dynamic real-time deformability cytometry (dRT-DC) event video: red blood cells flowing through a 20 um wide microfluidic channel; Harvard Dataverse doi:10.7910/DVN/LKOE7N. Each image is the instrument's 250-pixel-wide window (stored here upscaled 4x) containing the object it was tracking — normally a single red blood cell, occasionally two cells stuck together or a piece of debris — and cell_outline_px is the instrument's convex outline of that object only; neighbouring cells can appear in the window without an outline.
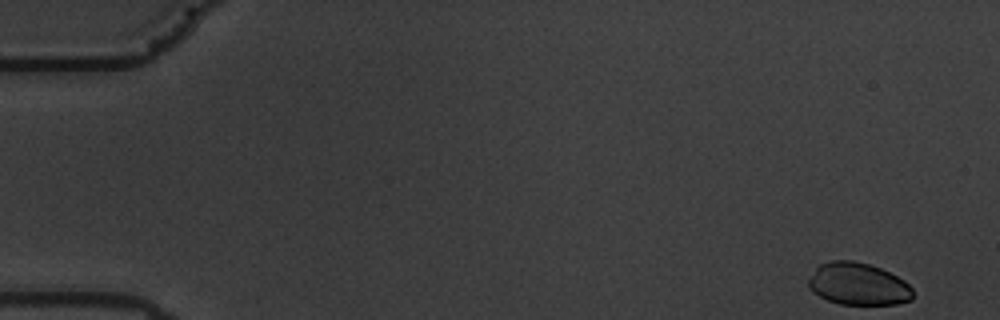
{"species": "common noctule bat (a hibernating species)", "species_latin": "Nyctalus noctula", "temperature_condition": "warm", "stored_images_in_passage": 56, "camera_frame_rate_fps": 3000, "um_per_image_px": 0.085, "animal": {"sex": "male", "body_mass_g": 19.5, "forearm_length_mm": 54.6}, "frame": {"image": 1, "passage_image": 1, "time_ms": 0.0, "image_size_px": [1000, 320], "cell_outline_px": [[912, 300], [896, 304], [840, 304], [828, 300], [812, 292], [808, 288], [808, 280], [816, 268], [820, 264], [832, 260], [852, 260], [868, 264], [880, 268], [904, 280], [912, 288]], "centroid_in_image_um": [72.93, 24.14], "position_along_channel_um": 12.1, "area_um2": 25.61}}
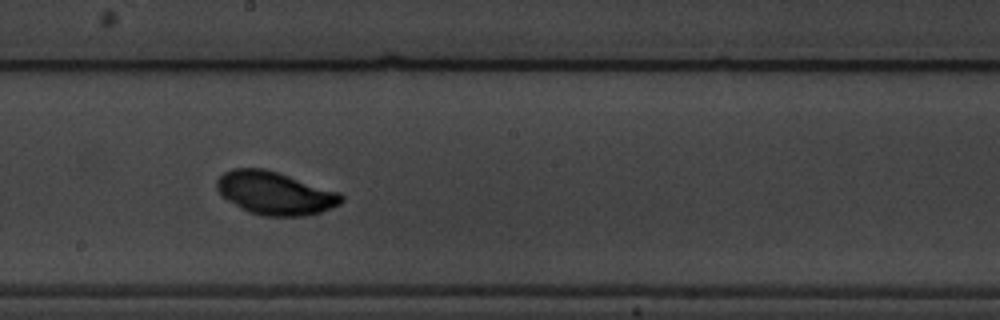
{"frame": {"image": 2, "passage_image": 31, "time_ms": 10.0, "image_size_px": [1000, 320], "cell_outline_px": [[344, 200], [340, 204], [332, 208], [320, 212], [304, 216], [264, 216], [248, 212], [240, 208], [220, 196], [216, 188], [216, 180], [224, 172], [232, 168], [264, 168], [280, 172], [340, 192], [344, 196]], "centroid_in_image_um": [23.37, 16.41], "position_along_channel_um": 224.8, "area_um2": 31.73}}
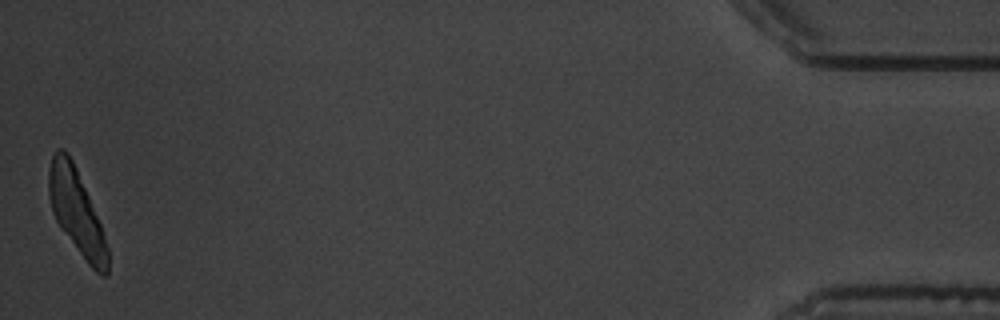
{"frame": {"image": 3, "passage_image": 56, "time_ms": 18.333, "image_size_px": [1000, 320], "cell_outline_px": [[108, 276], [104, 276], [96, 272], [88, 264], [60, 228], [52, 212], [48, 196], [48, 168], [52, 156], [56, 148], [64, 148], [68, 152], [76, 168], [100, 224], [108, 248]], "centroid_in_image_um": [6.47, 17.99], "position_along_channel_um": 428.7, "area_um2": 28.84}, "authors_computed_cell_mechanics": {"area_um2": 29.0734, "velocity_mm_per_s": 3.4919, "shape_relaxation_time_tau1_ms": 0.5757, "shape_relaxation_time_tau2_ms": null, "deformation_change_tau1": 0.0167, "deformation_change_tau2": null}}